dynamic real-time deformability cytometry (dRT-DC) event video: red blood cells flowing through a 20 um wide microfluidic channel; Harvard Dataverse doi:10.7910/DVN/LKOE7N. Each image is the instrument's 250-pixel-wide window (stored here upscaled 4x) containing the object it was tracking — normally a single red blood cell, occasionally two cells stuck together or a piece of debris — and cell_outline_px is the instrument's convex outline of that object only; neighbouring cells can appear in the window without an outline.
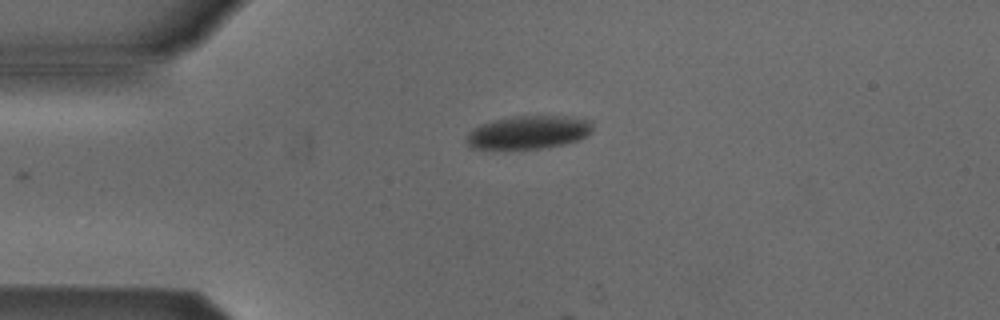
{"species": "Egyptian fruit bat (a non-hibernating species)", "species_latin": "Rousettus aegyptiacus", "temperature_condition": "cold", "stored_images_in_passage": 4, "camera_frame_rate_fps": 3000, "um_per_image_px": 0.085, "animal": {"sex": "male"}, "frame": {"image": 1, "passage_image": 3, "time_ms": 3.333, "image_size_px": [1000, 320], "cell_outline_px": [[592, 132], [580, 140], [564, 144], [540, 148], [468, 148], [468, 132], [480, 124], [492, 120], [512, 116], [564, 116], [592, 120]], "centroid_in_image_um": [44.95, 11.23], "position_along_channel_um": 40.0, "area_um2": 24.33}}